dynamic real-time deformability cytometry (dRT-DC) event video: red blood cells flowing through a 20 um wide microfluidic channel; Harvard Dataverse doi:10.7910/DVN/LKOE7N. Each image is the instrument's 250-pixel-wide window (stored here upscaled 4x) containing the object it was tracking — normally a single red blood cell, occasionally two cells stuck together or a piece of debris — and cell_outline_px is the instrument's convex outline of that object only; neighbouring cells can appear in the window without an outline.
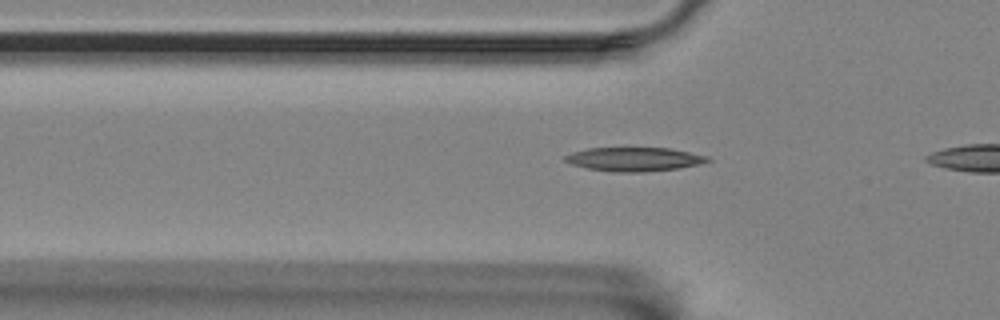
{"species": "Egyptian fruit bat (a non-hibernating species)", "species_latin": "Rousettus aegyptiacus", "temperature_condition": "room temperature", "stored_images_in_passage": 9, "camera_frame_rate_fps": 3000, "um_per_image_px": 0.085, "animal": {"sex": "female"}, "frame": {"image": 1, "passage_image": 7, "time_ms": 2.0, "image_size_px": [1000, 320], "cell_outline_px": [[712, 160], [696, 164], [676, 168], [640, 172], [612, 172], [588, 168], [572, 164], [564, 160], [564, 156], [572, 152], [588, 148], [668, 148], [708, 156]], "centroid_in_image_um": [53.86, 13.53], "position_along_channel_um": 71.9, "area_um2": 19.48}}